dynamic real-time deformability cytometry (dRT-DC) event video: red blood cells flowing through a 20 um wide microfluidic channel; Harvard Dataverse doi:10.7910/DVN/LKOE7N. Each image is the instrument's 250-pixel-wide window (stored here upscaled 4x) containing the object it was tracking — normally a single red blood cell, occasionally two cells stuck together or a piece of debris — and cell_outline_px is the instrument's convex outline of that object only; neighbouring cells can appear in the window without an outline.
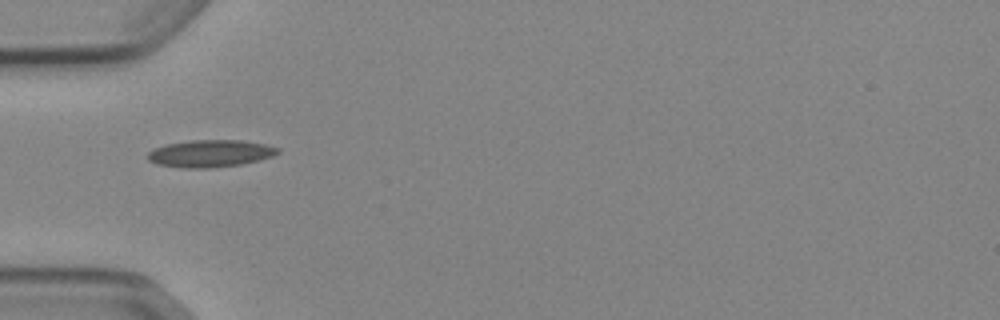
{"species": "Egyptian fruit bat (a non-hibernating species)", "species_latin": "Rousettus aegyptiacus", "temperature_condition": "cold", "stored_images_in_passage": 36, "camera_frame_rate_fps": 3000, "um_per_image_px": 0.085, "animal": {"sex": "female"}, "frame": {"image": 1, "passage_image": 1, "time_ms": 0.0, "image_size_px": [1000, 320], "cell_outline_px": [[280, 152], [272, 156], [240, 164], [208, 168], [180, 168], [156, 164], [148, 160], [144, 156], [148, 152], [156, 148], [168, 144], [188, 140], [244, 140], [264, 144], [280, 148]], "centroid_in_image_um": [17.83, 13.04], "position_along_channel_um": 67.2, "area_um2": 20.63}}
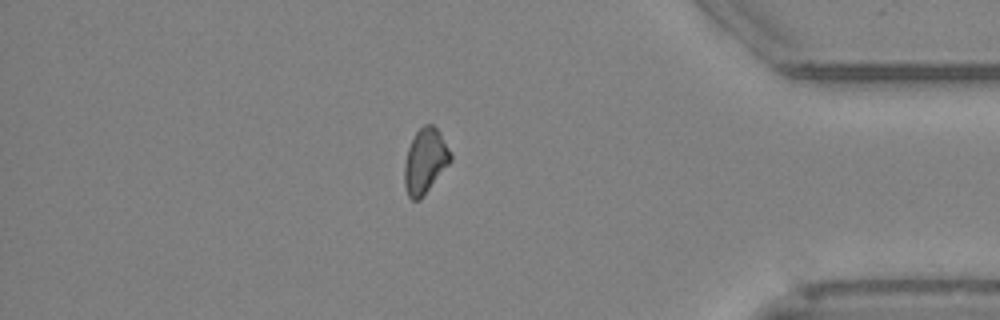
{"frame": {"image": 2, "passage_image": 29, "time_ms": 9.333, "image_size_px": [1000, 320], "cell_outline_px": [[452, 160], [420, 200], [412, 200], [408, 196], [404, 184], [404, 164], [408, 148], [416, 132], [424, 124], [432, 124], [440, 132], [452, 156]], "centroid_in_image_um": [36.13, 13.69], "position_along_channel_um": 399.1, "area_um2": 17.34}}
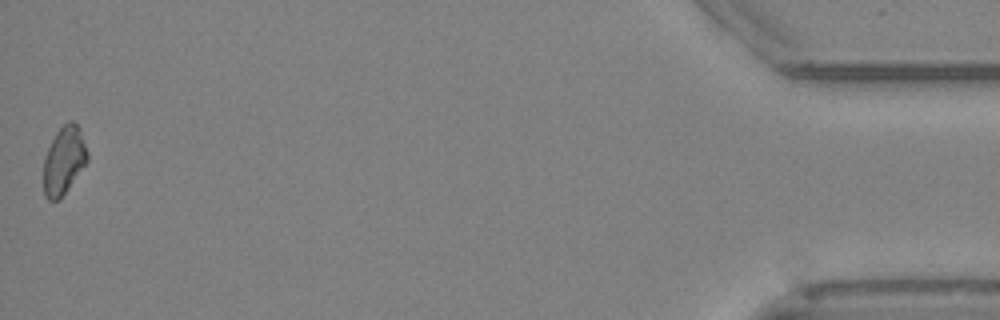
{"frame": {"image": 3, "passage_image": 36, "time_ms": 11.667, "image_size_px": [1000, 320], "cell_outline_px": [[88, 160], [60, 200], [48, 200], [44, 196], [44, 156], [56, 132], [68, 120], [72, 120], [80, 128], [88, 152]], "centroid_in_image_um": [5.43, 13.63], "position_along_channel_um": 429.8, "area_um2": 17.34}}